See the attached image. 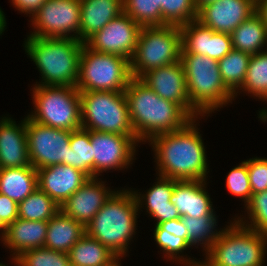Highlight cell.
Listing matches in <instances>:
<instances>
[{"instance_id": "obj_1", "label": "cell", "mask_w": 267, "mask_h": 266, "mask_svg": "<svg viewBox=\"0 0 267 266\" xmlns=\"http://www.w3.org/2000/svg\"><path fill=\"white\" fill-rule=\"evenodd\" d=\"M198 119L148 141L154 152L157 175L178 181H207L209 164Z\"/></svg>"}, {"instance_id": "obj_2", "label": "cell", "mask_w": 267, "mask_h": 266, "mask_svg": "<svg viewBox=\"0 0 267 266\" xmlns=\"http://www.w3.org/2000/svg\"><path fill=\"white\" fill-rule=\"evenodd\" d=\"M124 93L132 127L143 144L155 135L181 129L193 119L179 104L158 96L139 78H132Z\"/></svg>"}, {"instance_id": "obj_3", "label": "cell", "mask_w": 267, "mask_h": 266, "mask_svg": "<svg viewBox=\"0 0 267 266\" xmlns=\"http://www.w3.org/2000/svg\"><path fill=\"white\" fill-rule=\"evenodd\" d=\"M138 215L131 189H116L85 227L86 234L107 246L119 258L126 257L129 244L137 233Z\"/></svg>"}, {"instance_id": "obj_4", "label": "cell", "mask_w": 267, "mask_h": 266, "mask_svg": "<svg viewBox=\"0 0 267 266\" xmlns=\"http://www.w3.org/2000/svg\"><path fill=\"white\" fill-rule=\"evenodd\" d=\"M24 50L40 72L35 85L75 86L84 43L72 38L27 36Z\"/></svg>"}, {"instance_id": "obj_5", "label": "cell", "mask_w": 267, "mask_h": 266, "mask_svg": "<svg viewBox=\"0 0 267 266\" xmlns=\"http://www.w3.org/2000/svg\"><path fill=\"white\" fill-rule=\"evenodd\" d=\"M191 104L203 115L219 111L236 98L224 84L218 61L204 55L181 54ZM208 114V115H207Z\"/></svg>"}, {"instance_id": "obj_6", "label": "cell", "mask_w": 267, "mask_h": 266, "mask_svg": "<svg viewBox=\"0 0 267 266\" xmlns=\"http://www.w3.org/2000/svg\"><path fill=\"white\" fill-rule=\"evenodd\" d=\"M202 259L201 266H264L267 235L240 224L235 218Z\"/></svg>"}, {"instance_id": "obj_7", "label": "cell", "mask_w": 267, "mask_h": 266, "mask_svg": "<svg viewBox=\"0 0 267 266\" xmlns=\"http://www.w3.org/2000/svg\"><path fill=\"white\" fill-rule=\"evenodd\" d=\"M31 87L34 110L27 115L31 120L66 131L82 128L80 91L75 86Z\"/></svg>"}, {"instance_id": "obj_8", "label": "cell", "mask_w": 267, "mask_h": 266, "mask_svg": "<svg viewBox=\"0 0 267 266\" xmlns=\"http://www.w3.org/2000/svg\"><path fill=\"white\" fill-rule=\"evenodd\" d=\"M80 99L83 129L136 137L124 91L80 92Z\"/></svg>"}, {"instance_id": "obj_9", "label": "cell", "mask_w": 267, "mask_h": 266, "mask_svg": "<svg viewBox=\"0 0 267 266\" xmlns=\"http://www.w3.org/2000/svg\"><path fill=\"white\" fill-rule=\"evenodd\" d=\"M132 78L129 59L94 51L84 43L75 85L80 92H121Z\"/></svg>"}, {"instance_id": "obj_10", "label": "cell", "mask_w": 267, "mask_h": 266, "mask_svg": "<svg viewBox=\"0 0 267 266\" xmlns=\"http://www.w3.org/2000/svg\"><path fill=\"white\" fill-rule=\"evenodd\" d=\"M180 26H145L141 28L135 53L130 60L133 78L147 71L180 61Z\"/></svg>"}, {"instance_id": "obj_11", "label": "cell", "mask_w": 267, "mask_h": 266, "mask_svg": "<svg viewBox=\"0 0 267 266\" xmlns=\"http://www.w3.org/2000/svg\"><path fill=\"white\" fill-rule=\"evenodd\" d=\"M80 0H47L30 18L31 37L80 40Z\"/></svg>"}, {"instance_id": "obj_12", "label": "cell", "mask_w": 267, "mask_h": 266, "mask_svg": "<svg viewBox=\"0 0 267 266\" xmlns=\"http://www.w3.org/2000/svg\"><path fill=\"white\" fill-rule=\"evenodd\" d=\"M72 131L36 123L26 116V136L31 165L41 169L56 164L68 165Z\"/></svg>"}, {"instance_id": "obj_13", "label": "cell", "mask_w": 267, "mask_h": 266, "mask_svg": "<svg viewBox=\"0 0 267 266\" xmlns=\"http://www.w3.org/2000/svg\"><path fill=\"white\" fill-rule=\"evenodd\" d=\"M93 151V177L102 176L109 170H124L135 160L137 146L141 142L137 137L104 133L90 130Z\"/></svg>"}, {"instance_id": "obj_14", "label": "cell", "mask_w": 267, "mask_h": 266, "mask_svg": "<svg viewBox=\"0 0 267 266\" xmlns=\"http://www.w3.org/2000/svg\"><path fill=\"white\" fill-rule=\"evenodd\" d=\"M141 28V25L123 12L92 35L85 44L94 51L115 54L131 60Z\"/></svg>"}, {"instance_id": "obj_15", "label": "cell", "mask_w": 267, "mask_h": 266, "mask_svg": "<svg viewBox=\"0 0 267 266\" xmlns=\"http://www.w3.org/2000/svg\"><path fill=\"white\" fill-rule=\"evenodd\" d=\"M158 96L179 104L192 118L204 117L192 104L187 93V81L181 61L154 68L139 78Z\"/></svg>"}, {"instance_id": "obj_16", "label": "cell", "mask_w": 267, "mask_h": 266, "mask_svg": "<svg viewBox=\"0 0 267 266\" xmlns=\"http://www.w3.org/2000/svg\"><path fill=\"white\" fill-rule=\"evenodd\" d=\"M255 12L254 0H217L202 6L197 20L214 32L231 34Z\"/></svg>"}, {"instance_id": "obj_17", "label": "cell", "mask_w": 267, "mask_h": 266, "mask_svg": "<svg viewBox=\"0 0 267 266\" xmlns=\"http://www.w3.org/2000/svg\"><path fill=\"white\" fill-rule=\"evenodd\" d=\"M180 32L181 54L204 55L219 61L233 49L230 34L214 32L198 20L180 26Z\"/></svg>"}, {"instance_id": "obj_18", "label": "cell", "mask_w": 267, "mask_h": 266, "mask_svg": "<svg viewBox=\"0 0 267 266\" xmlns=\"http://www.w3.org/2000/svg\"><path fill=\"white\" fill-rule=\"evenodd\" d=\"M105 183L101 178H90L60 206V210L86 227L115 192Z\"/></svg>"}, {"instance_id": "obj_19", "label": "cell", "mask_w": 267, "mask_h": 266, "mask_svg": "<svg viewBox=\"0 0 267 266\" xmlns=\"http://www.w3.org/2000/svg\"><path fill=\"white\" fill-rule=\"evenodd\" d=\"M38 187L61 206L90 177L75 167L56 164L37 170Z\"/></svg>"}, {"instance_id": "obj_20", "label": "cell", "mask_w": 267, "mask_h": 266, "mask_svg": "<svg viewBox=\"0 0 267 266\" xmlns=\"http://www.w3.org/2000/svg\"><path fill=\"white\" fill-rule=\"evenodd\" d=\"M31 166L26 117L16 123L9 115L0 118V169Z\"/></svg>"}, {"instance_id": "obj_21", "label": "cell", "mask_w": 267, "mask_h": 266, "mask_svg": "<svg viewBox=\"0 0 267 266\" xmlns=\"http://www.w3.org/2000/svg\"><path fill=\"white\" fill-rule=\"evenodd\" d=\"M157 176L156 182L152 187L147 189L145 193L138 192L137 190L131 188L137 202L139 213L142 208L145 209L151 219L156 221L155 225L164 221L181 218L174 204L170 202V197L174 190V184L178 180L159 175Z\"/></svg>"}, {"instance_id": "obj_22", "label": "cell", "mask_w": 267, "mask_h": 266, "mask_svg": "<svg viewBox=\"0 0 267 266\" xmlns=\"http://www.w3.org/2000/svg\"><path fill=\"white\" fill-rule=\"evenodd\" d=\"M207 181H177L170 197L181 217H195L210 214L214 209L208 194Z\"/></svg>"}, {"instance_id": "obj_23", "label": "cell", "mask_w": 267, "mask_h": 266, "mask_svg": "<svg viewBox=\"0 0 267 266\" xmlns=\"http://www.w3.org/2000/svg\"><path fill=\"white\" fill-rule=\"evenodd\" d=\"M48 221H28L17 218L7 226L6 233L0 239L4 247L10 250V258L45 245ZM13 252V253H12Z\"/></svg>"}, {"instance_id": "obj_24", "label": "cell", "mask_w": 267, "mask_h": 266, "mask_svg": "<svg viewBox=\"0 0 267 266\" xmlns=\"http://www.w3.org/2000/svg\"><path fill=\"white\" fill-rule=\"evenodd\" d=\"M80 41L85 43L123 13V0H80Z\"/></svg>"}, {"instance_id": "obj_25", "label": "cell", "mask_w": 267, "mask_h": 266, "mask_svg": "<svg viewBox=\"0 0 267 266\" xmlns=\"http://www.w3.org/2000/svg\"><path fill=\"white\" fill-rule=\"evenodd\" d=\"M86 234L85 226L59 210L49 221L44 247L68 253Z\"/></svg>"}, {"instance_id": "obj_26", "label": "cell", "mask_w": 267, "mask_h": 266, "mask_svg": "<svg viewBox=\"0 0 267 266\" xmlns=\"http://www.w3.org/2000/svg\"><path fill=\"white\" fill-rule=\"evenodd\" d=\"M38 188V173L31 166L0 169V193L17 204Z\"/></svg>"}, {"instance_id": "obj_27", "label": "cell", "mask_w": 267, "mask_h": 266, "mask_svg": "<svg viewBox=\"0 0 267 266\" xmlns=\"http://www.w3.org/2000/svg\"><path fill=\"white\" fill-rule=\"evenodd\" d=\"M232 48L254 55L267 50V27L255 12L231 34Z\"/></svg>"}, {"instance_id": "obj_28", "label": "cell", "mask_w": 267, "mask_h": 266, "mask_svg": "<svg viewBox=\"0 0 267 266\" xmlns=\"http://www.w3.org/2000/svg\"><path fill=\"white\" fill-rule=\"evenodd\" d=\"M71 266H110L119 257L100 241L85 234L68 252Z\"/></svg>"}, {"instance_id": "obj_29", "label": "cell", "mask_w": 267, "mask_h": 266, "mask_svg": "<svg viewBox=\"0 0 267 266\" xmlns=\"http://www.w3.org/2000/svg\"><path fill=\"white\" fill-rule=\"evenodd\" d=\"M217 217L213 210L210 214L201 216L200 218L181 217L188 232L187 242L191 246L203 248V256L211 249V245L219 239L224 228H217Z\"/></svg>"}, {"instance_id": "obj_30", "label": "cell", "mask_w": 267, "mask_h": 266, "mask_svg": "<svg viewBox=\"0 0 267 266\" xmlns=\"http://www.w3.org/2000/svg\"><path fill=\"white\" fill-rule=\"evenodd\" d=\"M242 92L267 103V50L251 55L245 81L234 97Z\"/></svg>"}, {"instance_id": "obj_31", "label": "cell", "mask_w": 267, "mask_h": 266, "mask_svg": "<svg viewBox=\"0 0 267 266\" xmlns=\"http://www.w3.org/2000/svg\"><path fill=\"white\" fill-rule=\"evenodd\" d=\"M251 55L232 49L218 61L219 71L226 87L235 94L243 85Z\"/></svg>"}, {"instance_id": "obj_32", "label": "cell", "mask_w": 267, "mask_h": 266, "mask_svg": "<svg viewBox=\"0 0 267 266\" xmlns=\"http://www.w3.org/2000/svg\"><path fill=\"white\" fill-rule=\"evenodd\" d=\"M154 241L157 244V247H160V251L163 252V258H166L167 262L170 260L176 264H182L183 266H201V260L186 257L183 254L184 250L191 248L189 243L182 237H176L173 234L168 233L163 230L159 225L154 226L153 231ZM181 254V255H180ZM185 257V258H184Z\"/></svg>"}, {"instance_id": "obj_33", "label": "cell", "mask_w": 267, "mask_h": 266, "mask_svg": "<svg viewBox=\"0 0 267 266\" xmlns=\"http://www.w3.org/2000/svg\"><path fill=\"white\" fill-rule=\"evenodd\" d=\"M60 206L39 187L18 204V218L28 221H49Z\"/></svg>"}, {"instance_id": "obj_34", "label": "cell", "mask_w": 267, "mask_h": 266, "mask_svg": "<svg viewBox=\"0 0 267 266\" xmlns=\"http://www.w3.org/2000/svg\"><path fill=\"white\" fill-rule=\"evenodd\" d=\"M68 165L93 178V151L90 130L83 128L71 132Z\"/></svg>"}, {"instance_id": "obj_35", "label": "cell", "mask_w": 267, "mask_h": 266, "mask_svg": "<svg viewBox=\"0 0 267 266\" xmlns=\"http://www.w3.org/2000/svg\"><path fill=\"white\" fill-rule=\"evenodd\" d=\"M123 12L142 27L167 25L162 20L160 0H123Z\"/></svg>"}, {"instance_id": "obj_36", "label": "cell", "mask_w": 267, "mask_h": 266, "mask_svg": "<svg viewBox=\"0 0 267 266\" xmlns=\"http://www.w3.org/2000/svg\"><path fill=\"white\" fill-rule=\"evenodd\" d=\"M243 208L247 217L237 215L234 218L247 228L267 235V190L252 194L251 200Z\"/></svg>"}, {"instance_id": "obj_37", "label": "cell", "mask_w": 267, "mask_h": 266, "mask_svg": "<svg viewBox=\"0 0 267 266\" xmlns=\"http://www.w3.org/2000/svg\"><path fill=\"white\" fill-rule=\"evenodd\" d=\"M162 20L167 25L182 26L197 20L194 0H160Z\"/></svg>"}, {"instance_id": "obj_38", "label": "cell", "mask_w": 267, "mask_h": 266, "mask_svg": "<svg viewBox=\"0 0 267 266\" xmlns=\"http://www.w3.org/2000/svg\"><path fill=\"white\" fill-rule=\"evenodd\" d=\"M16 258L20 266H71L68 253L46 247L27 250Z\"/></svg>"}, {"instance_id": "obj_39", "label": "cell", "mask_w": 267, "mask_h": 266, "mask_svg": "<svg viewBox=\"0 0 267 266\" xmlns=\"http://www.w3.org/2000/svg\"><path fill=\"white\" fill-rule=\"evenodd\" d=\"M225 180L228 193L239 197L246 206L252 197L247 160L242 161L239 165L232 168L229 173H227Z\"/></svg>"}, {"instance_id": "obj_40", "label": "cell", "mask_w": 267, "mask_h": 266, "mask_svg": "<svg viewBox=\"0 0 267 266\" xmlns=\"http://www.w3.org/2000/svg\"><path fill=\"white\" fill-rule=\"evenodd\" d=\"M247 169L249 175L252 194H257L267 190V158L247 159Z\"/></svg>"}, {"instance_id": "obj_41", "label": "cell", "mask_w": 267, "mask_h": 266, "mask_svg": "<svg viewBox=\"0 0 267 266\" xmlns=\"http://www.w3.org/2000/svg\"><path fill=\"white\" fill-rule=\"evenodd\" d=\"M0 218L9 226L18 218V204L0 193Z\"/></svg>"}, {"instance_id": "obj_42", "label": "cell", "mask_w": 267, "mask_h": 266, "mask_svg": "<svg viewBox=\"0 0 267 266\" xmlns=\"http://www.w3.org/2000/svg\"><path fill=\"white\" fill-rule=\"evenodd\" d=\"M12 5L20 11L31 18L38 12L41 6L47 0H10ZM29 14V15H28Z\"/></svg>"}, {"instance_id": "obj_43", "label": "cell", "mask_w": 267, "mask_h": 266, "mask_svg": "<svg viewBox=\"0 0 267 266\" xmlns=\"http://www.w3.org/2000/svg\"><path fill=\"white\" fill-rule=\"evenodd\" d=\"M163 230L174 236L182 237L187 241V228L182 218H176L169 221H164L158 224Z\"/></svg>"}, {"instance_id": "obj_44", "label": "cell", "mask_w": 267, "mask_h": 266, "mask_svg": "<svg viewBox=\"0 0 267 266\" xmlns=\"http://www.w3.org/2000/svg\"><path fill=\"white\" fill-rule=\"evenodd\" d=\"M256 13L267 27V0H262L256 3Z\"/></svg>"}, {"instance_id": "obj_45", "label": "cell", "mask_w": 267, "mask_h": 266, "mask_svg": "<svg viewBox=\"0 0 267 266\" xmlns=\"http://www.w3.org/2000/svg\"><path fill=\"white\" fill-rule=\"evenodd\" d=\"M7 22L3 10L0 8V36L6 30Z\"/></svg>"}, {"instance_id": "obj_46", "label": "cell", "mask_w": 267, "mask_h": 266, "mask_svg": "<svg viewBox=\"0 0 267 266\" xmlns=\"http://www.w3.org/2000/svg\"><path fill=\"white\" fill-rule=\"evenodd\" d=\"M214 1H217V0H194L197 10H199L202 6L207 5Z\"/></svg>"}, {"instance_id": "obj_47", "label": "cell", "mask_w": 267, "mask_h": 266, "mask_svg": "<svg viewBox=\"0 0 267 266\" xmlns=\"http://www.w3.org/2000/svg\"><path fill=\"white\" fill-rule=\"evenodd\" d=\"M7 225L0 218V238L2 239L6 233Z\"/></svg>"}, {"instance_id": "obj_48", "label": "cell", "mask_w": 267, "mask_h": 266, "mask_svg": "<svg viewBox=\"0 0 267 266\" xmlns=\"http://www.w3.org/2000/svg\"><path fill=\"white\" fill-rule=\"evenodd\" d=\"M121 259H122V258H118V259H117L115 262H113L110 266H122L121 263H120V262H121ZM119 260H120V261H119Z\"/></svg>"}, {"instance_id": "obj_49", "label": "cell", "mask_w": 267, "mask_h": 266, "mask_svg": "<svg viewBox=\"0 0 267 266\" xmlns=\"http://www.w3.org/2000/svg\"><path fill=\"white\" fill-rule=\"evenodd\" d=\"M11 263L13 264L14 263V266H20L18 263H17V258L16 257H13L11 258Z\"/></svg>"}, {"instance_id": "obj_50", "label": "cell", "mask_w": 267, "mask_h": 266, "mask_svg": "<svg viewBox=\"0 0 267 266\" xmlns=\"http://www.w3.org/2000/svg\"><path fill=\"white\" fill-rule=\"evenodd\" d=\"M0 266H9V265H5V263L0 262Z\"/></svg>"}, {"instance_id": "obj_51", "label": "cell", "mask_w": 267, "mask_h": 266, "mask_svg": "<svg viewBox=\"0 0 267 266\" xmlns=\"http://www.w3.org/2000/svg\"><path fill=\"white\" fill-rule=\"evenodd\" d=\"M259 1H262V0H254L255 4H256L257 2H259Z\"/></svg>"}]
</instances>
